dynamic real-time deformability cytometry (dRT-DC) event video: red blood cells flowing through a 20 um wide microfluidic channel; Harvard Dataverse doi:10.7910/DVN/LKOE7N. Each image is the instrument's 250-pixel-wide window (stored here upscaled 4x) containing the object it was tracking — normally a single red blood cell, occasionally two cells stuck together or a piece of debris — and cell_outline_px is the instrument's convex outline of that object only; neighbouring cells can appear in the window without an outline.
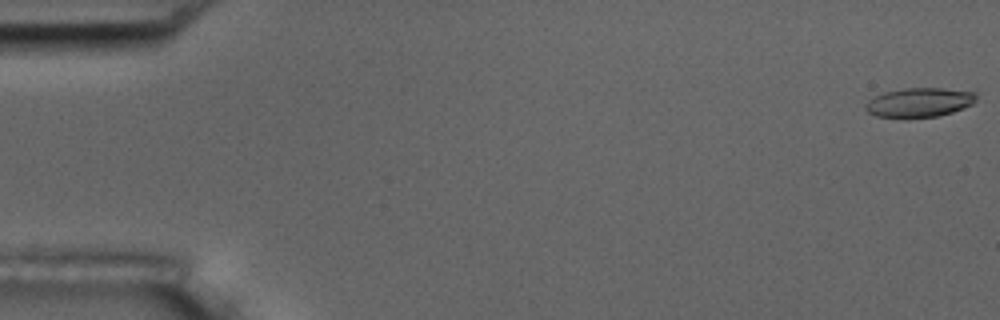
{"species": "common noctule bat (a hibernating species)", "species_latin": "Nyctalus noctula", "temperature_condition": "room temperature", "stored_images_in_passage": 56, "camera_frame_rate_fps": 3000, "um_per_image_px": 0.085, "animal": {"sex": "male", "body_mass_g": 17.5, "forearm_length_mm": 52.3}, "frame": {"image": 1, "passage_image": 1, "time_ms": 0.0, "image_size_px": [1000, 320], "cell_outline_px": [[976, 100], [972, 104], [964, 108], [940, 116], [904, 120], [876, 116], [868, 112], [864, 108], [864, 104], [868, 100], [884, 92], [904, 88], [940, 88], [976, 92]], "centroid_in_image_um": [78.1, 8.74], "position_along_channel_um": 6.9, "area_um2": 19.48}}
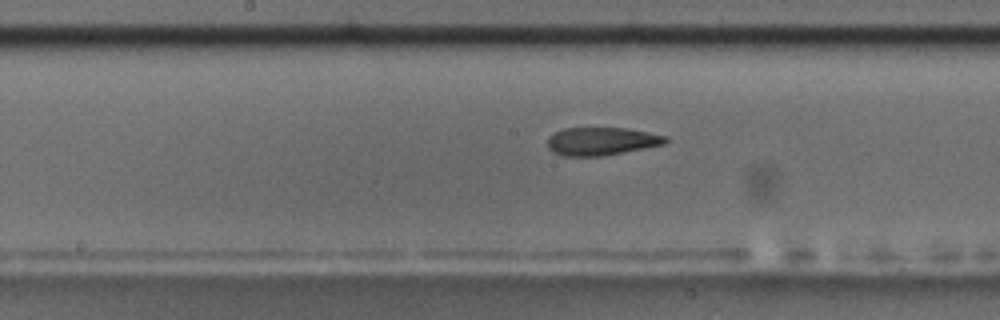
{"frame": {"image": 2, "passage_image": 29, "time_ms": 9.333, "image_size_px": [1000, 320], "cell_outline_px": [[668, 140], [664, 144], [600, 156], [564, 156], [552, 152], [548, 148], [548, 136], [564, 128], [624, 128], [648, 132], [668, 136]], "centroid_in_image_um": [51.1, 12.0], "position_along_channel_um": 197.1, "area_um2": 19.07}}
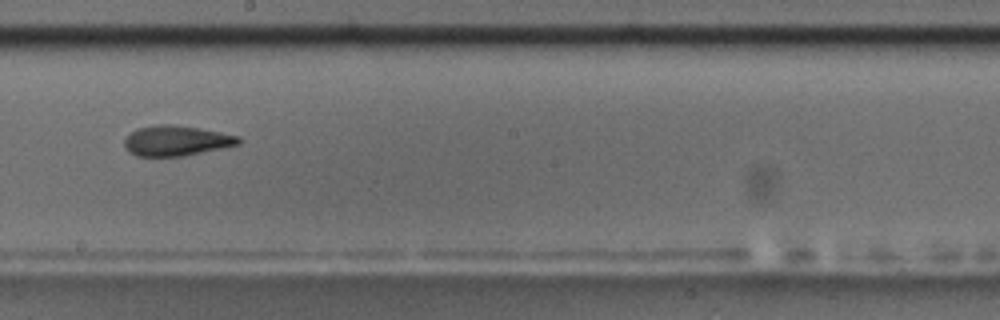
{"frame": {"image": 3, "passage_image": 32, "time_ms": 10.333, "image_size_px": [1000, 320], "cell_outline_px": [[244, 140], [240, 144], [184, 156], [136, 156], [128, 152], [124, 148], [124, 140], [136, 128], [152, 124], [172, 124], [196, 128], [240, 136]], "centroid_in_image_um": [14.96, 11.96], "position_along_channel_um": 233.2, "area_um2": 20.23}, "authors_computed_cell_mechanics": {"area_um2": 19.9121, "velocity_mm_per_s": 3.6327, "shape_relaxation_time_tau1_ms": 8.0237, "shape_relaxation_time_tau2_ms": 3.8239, "deformation_change_tau1": 0.2208, "deformation_change_tau2": 0.1394}}